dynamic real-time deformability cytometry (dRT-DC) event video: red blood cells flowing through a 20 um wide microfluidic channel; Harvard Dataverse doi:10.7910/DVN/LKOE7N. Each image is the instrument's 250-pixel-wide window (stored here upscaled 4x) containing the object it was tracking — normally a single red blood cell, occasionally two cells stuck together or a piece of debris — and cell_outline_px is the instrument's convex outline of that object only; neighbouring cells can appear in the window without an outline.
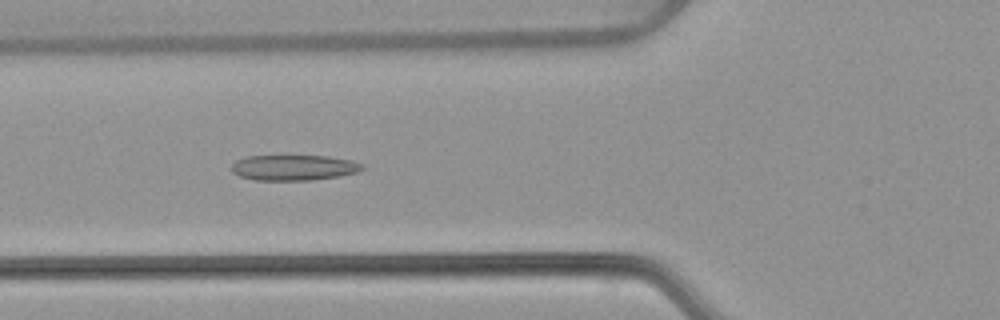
{"species": "common noctule bat (a hibernating species)", "species_latin": "Nyctalus noctula", "temperature_condition": "warm", "stored_images_in_passage": 54, "camera_frame_rate_fps": 3000, "um_per_image_px": 0.085, "animal": {"sex": "female", "body_mass_g": 22.7, "forearm_length_mm": 54.2}, "frame": {"image": 1, "passage_image": 20, "time_ms": 6.333, "image_size_px": [1000, 320], "cell_outline_px": [[364, 168], [356, 172], [340, 176], [312, 180], [256, 180], [240, 176], [232, 172], [232, 164], [236, 160], [244, 156], [328, 156], [352, 160], [364, 164]], "centroid_in_image_um": [24.98, 14.24], "position_along_channel_um": 100.8, "area_um2": 19.48}}
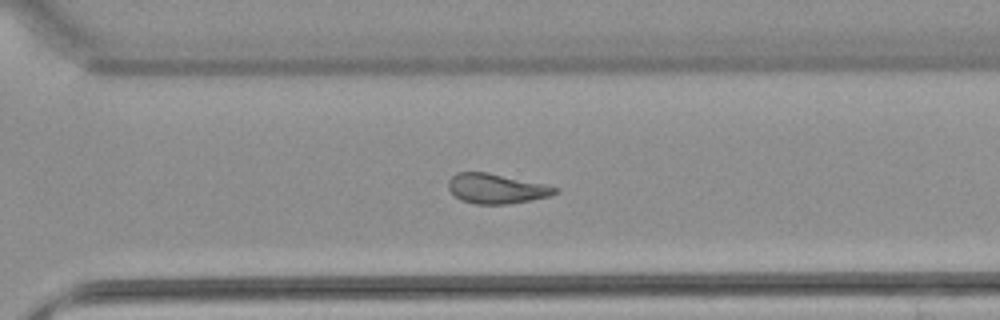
{"frame": {"image": 2, "passage_image": 38, "time_ms": 12.333, "image_size_px": [1000, 320], "cell_outline_px": [[560, 192], [552, 196], [532, 200], [508, 204], [476, 204], [460, 200], [448, 188], [448, 180], [456, 172], [488, 172], [544, 184], [560, 188]], "centroid_in_image_um": [42.23, 16.03], "position_along_channel_um": 328.4, "area_um2": 18.73}}
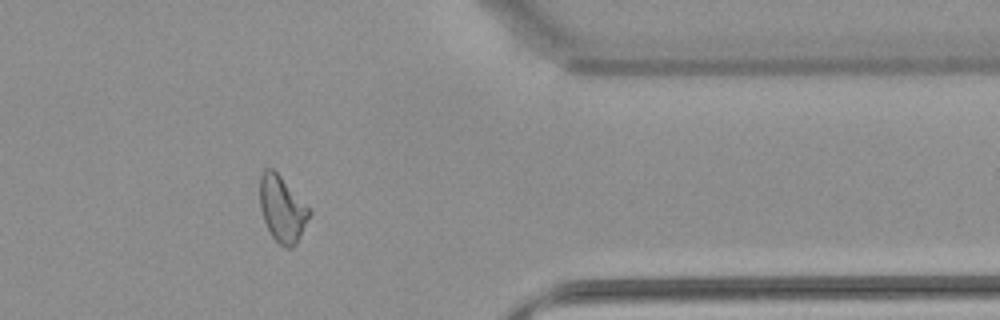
{"frame": {"image": 3, "passage_image": 44, "time_ms": 14.333, "image_size_px": [1000, 320], "cell_outline_px": [[312, 212], [296, 244], [292, 248], [284, 248], [272, 236], [264, 220], [260, 208], [260, 172], [264, 168], [272, 168], [280, 176]], "centroid_in_image_um": [23.97, 17.77], "position_along_channel_um": 387.4, "area_um2": 18.73}, "authors_computed_cell_mechanics": {"area_um2": 19.7676, "velocity_mm_per_s": 3.7918, "shape_relaxation_time_tau1_ms": null, "shape_relaxation_time_tau2_ms": 3.5864, "deformation_change_tau1": null, "deformation_change_tau2": 0.1373}}